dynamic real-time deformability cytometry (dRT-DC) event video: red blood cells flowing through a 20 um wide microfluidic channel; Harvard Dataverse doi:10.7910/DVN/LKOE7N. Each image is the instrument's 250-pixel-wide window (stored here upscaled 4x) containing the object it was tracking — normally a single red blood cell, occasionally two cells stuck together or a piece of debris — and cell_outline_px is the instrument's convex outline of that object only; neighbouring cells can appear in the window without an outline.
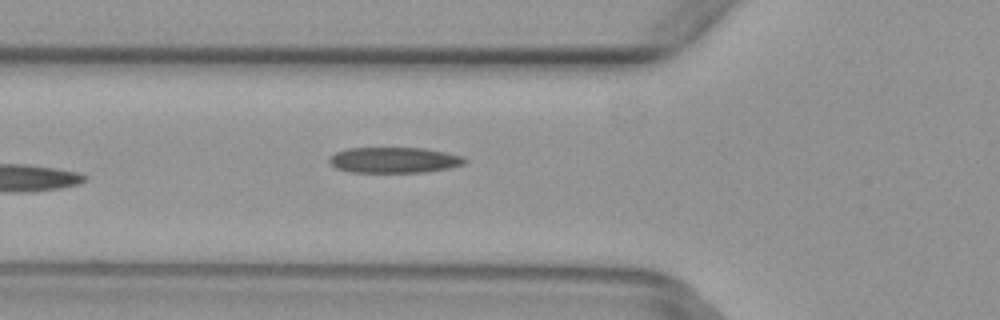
{"species": "common noctule bat (a hibernating species)", "species_latin": "Nyctalus noctula", "temperature_condition": "warm", "stored_images_in_passage": 6, "camera_frame_rate_fps": 3000, "um_per_image_px": 0.085, "animal": {"sex": "female", "body_mass_g": 29.2, "forearm_length_mm": 56.3}, "frame": {"image": 1, "passage_image": 6, "time_ms": 1.667, "image_size_px": [1000, 320], "cell_outline_px": [[468, 160], [464, 164], [448, 168], [424, 172], [352, 172], [336, 168], [328, 164], [328, 156], [336, 152], [348, 148], [424, 148], [464, 156]], "centroid_in_image_um": [33.47, 13.6], "position_along_channel_um": 92.3, "area_um2": 20.4}}